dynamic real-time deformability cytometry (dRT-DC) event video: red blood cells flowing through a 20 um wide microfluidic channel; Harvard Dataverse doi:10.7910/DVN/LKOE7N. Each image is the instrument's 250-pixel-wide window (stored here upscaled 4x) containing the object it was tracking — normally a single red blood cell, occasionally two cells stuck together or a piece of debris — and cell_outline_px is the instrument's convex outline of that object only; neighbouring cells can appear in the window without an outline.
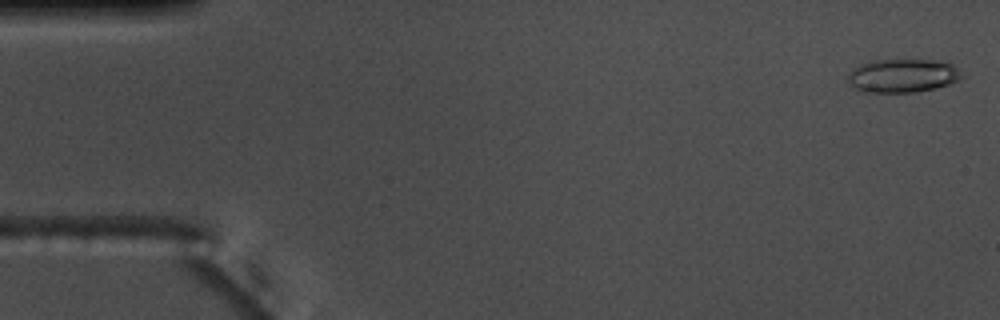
{"species": "common noctule bat (a hibernating species)", "species_latin": "Nyctalus noctula", "temperature_condition": "warm", "stored_images_in_passage": 17, "camera_frame_rate_fps": 3000, "um_per_image_px": 0.085, "animal": {"sex": "male", "body_mass_g": 17.5, "forearm_length_mm": 52.3}, "frame": {"image": 1, "passage_image": 1, "time_ms": 0.0, "image_size_px": [1000, 320], "cell_outline_px": [[968, 72], [964, 76], [948, 84], [936, 88], [916, 92], [864, 92], [848, 84], [848, 72], [852, 68], [860, 64], [872, 60], [932, 60], [952, 64]], "centroid_in_image_um": [76.75, 6.43], "position_along_channel_um": 8.3, "area_um2": 22.54}}